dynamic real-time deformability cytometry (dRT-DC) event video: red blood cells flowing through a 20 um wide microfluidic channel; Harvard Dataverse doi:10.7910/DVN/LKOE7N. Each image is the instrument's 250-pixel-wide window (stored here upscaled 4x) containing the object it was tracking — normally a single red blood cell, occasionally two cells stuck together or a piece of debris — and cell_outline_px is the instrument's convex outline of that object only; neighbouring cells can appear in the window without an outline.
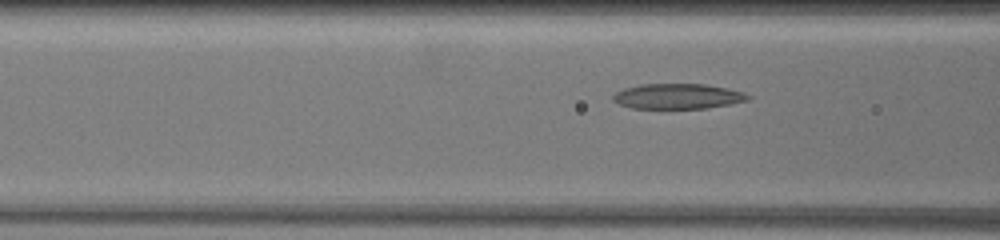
{"species": "common noctule bat (a hibernating species)", "species_latin": "Nyctalus noctula", "temperature_condition": "warm", "stored_images_in_passage": 40, "camera_frame_rate_fps": 3000, "um_per_image_px": 0.085, "animal": {"sex": "female", "body_mass_g": 19.5, "forearm_length_mm": 54.1}, "frame": {"image": 1, "passage_image": 11, "time_ms": 3.333, "image_size_px": [1000, 240], "cell_outline_px": [[752, 96], [748, 100], [708, 108], [632, 108], [620, 104], [612, 100], [612, 96], [616, 92], [624, 88], [640, 84], [704, 84], [728, 88], [744, 92]], "centroid_in_image_um": [57.61, 8.18], "position_along_channel_um": 109.0, "area_um2": 19.83}}
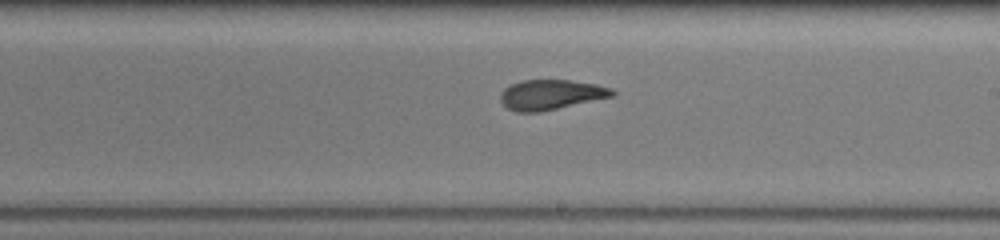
{"frame": {"image": 2, "passage_image": 23, "time_ms": 7.333, "image_size_px": [1000, 240], "cell_outline_px": [[616, 96], [540, 112], [516, 112], [508, 108], [500, 100], [500, 92], [504, 88], [520, 80], [568, 80], [596, 84], [612, 88], [616, 92]], "centroid_in_image_um": [46.85, 8.05], "position_along_channel_um": 242.1, "area_um2": 19.71}}
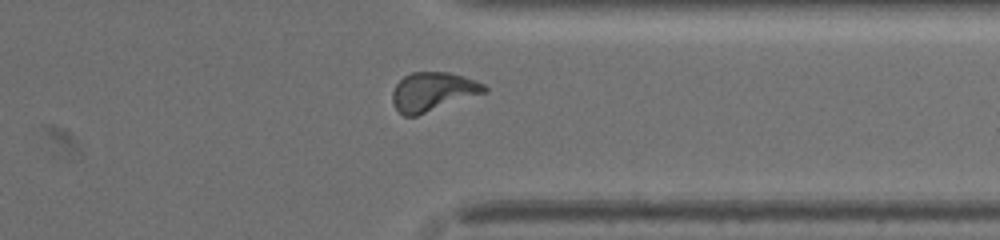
{"frame": {"image": 3, "passage_image": 35, "time_ms": 11.333, "image_size_px": [1000, 240], "cell_outline_px": [[488, 92], [416, 116], [404, 116], [396, 108], [392, 100], [392, 92], [396, 84], [404, 76], [412, 72], [448, 72], [464, 76], [484, 84], [488, 88]], "centroid_in_image_um": [36.81, 7.79], "position_along_channel_um": 374.6, "area_um2": 20.87}}